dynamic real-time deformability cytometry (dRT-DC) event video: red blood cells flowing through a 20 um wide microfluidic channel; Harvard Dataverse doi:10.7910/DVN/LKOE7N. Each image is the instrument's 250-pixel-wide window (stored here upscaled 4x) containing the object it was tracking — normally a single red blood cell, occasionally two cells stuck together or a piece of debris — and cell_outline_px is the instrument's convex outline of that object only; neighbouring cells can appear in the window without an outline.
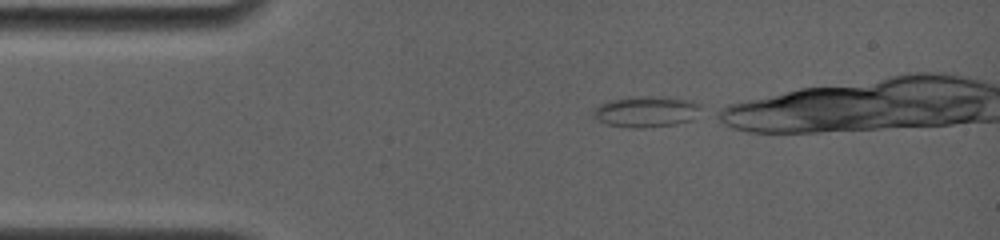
{"species": "common noctule bat (a hibernating species)", "species_latin": "Nyctalus noctula", "temperature_condition": "room temperature", "stored_images_in_passage": 45, "camera_frame_rate_fps": 4000, "um_per_image_px": 0.085, "animal": {"sex": "female", "body_mass_g": 19.0, "forearm_length_mm": 56.7}, "frame": {"image": 1, "passage_image": 1, "time_ms": 0.0, "image_size_px": [1000, 240], "cell_outline_px": [[700, 108], [692, 120], [676, 124], [636, 128], [632, 128], [604, 124], [592, 112], [600, 104], [612, 100], [628, 96], [664, 96], [692, 100], [700, 104]], "centroid_in_image_um": [54.95, 9.47], "position_along_channel_um": 30.1, "area_um2": 19.42}}
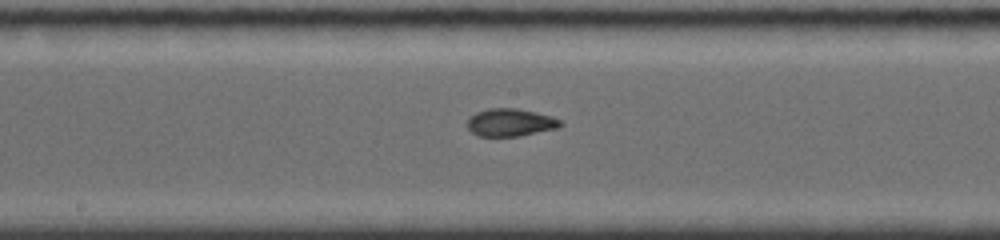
{"frame": {"image": 2, "passage_image": 23, "time_ms": 5.5, "image_size_px": [1000, 240], "cell_outline_px": [[564, 124], [560, 128], [520, 136], [476, 136], [468, 128], [468, 116], [476, 112], [488, 108], [516, 108], [536, 112], [552, 116], [560, 120]], "centroid_in_image_um": [43.4, 10.41], "position_along_channel_um": 204.8, "area_um2": 15.26}}
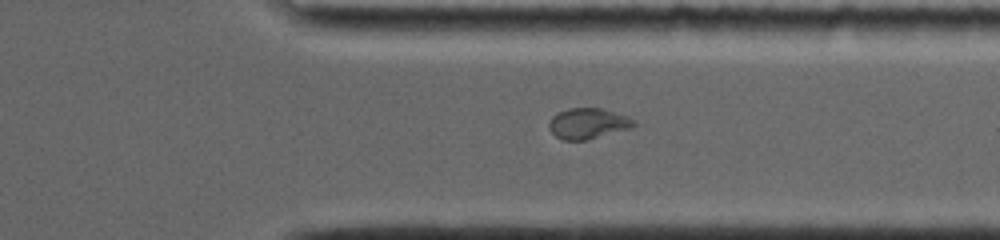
{"frame": {"image": 3, "passage_image": 39, "time_ms": 9.5, "image_size_px": [1000, 240], "cell_outline_px": [[636, 124], [628, 128], [584, 140], [564, 140], [556, 136], [548, 128], [548, 124], [552, 116], [568, 108], [600, 108], [628, 116], [636, 120]], "centroid_in_image_um": [49.95, 10.48], "position_along_channel_um": 361.5, "area_um2": 14.85}}